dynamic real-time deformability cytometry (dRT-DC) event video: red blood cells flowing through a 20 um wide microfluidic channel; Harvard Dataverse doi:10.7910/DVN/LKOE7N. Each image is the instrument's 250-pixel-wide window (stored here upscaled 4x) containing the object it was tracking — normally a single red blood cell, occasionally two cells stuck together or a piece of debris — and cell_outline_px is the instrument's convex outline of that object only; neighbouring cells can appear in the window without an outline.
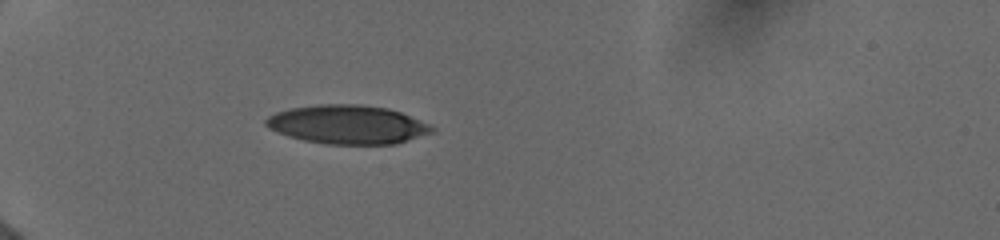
{"species": "human", "species_latin": "Homo sapiens", "temperature_condition": "cold", "stored_images_in_passage": 5, "camera_frame_rate_fps": 3000, "um_per_image_px": 0.085, "donor": {"sex": "female"}, "frame": {"image": 1, "passage_image": 3, "time_ms": 1.667, "image_size_px": [1000, 240], "cell_outline_px": [[436, 128], [432, 132], [396, 144], [324, 144], [304, 140], [288, 136], [268, 128], [264, 124], [264, 120], [268, 116], [276, 112], [288, 108], [320, 104], [356, 104], [388, 108], [400, 112], [420, 120]], "centroid_in_image_um": [29.51, 10.58], "position_along_channel_um": 55.5, "area_um2": 37.51}}